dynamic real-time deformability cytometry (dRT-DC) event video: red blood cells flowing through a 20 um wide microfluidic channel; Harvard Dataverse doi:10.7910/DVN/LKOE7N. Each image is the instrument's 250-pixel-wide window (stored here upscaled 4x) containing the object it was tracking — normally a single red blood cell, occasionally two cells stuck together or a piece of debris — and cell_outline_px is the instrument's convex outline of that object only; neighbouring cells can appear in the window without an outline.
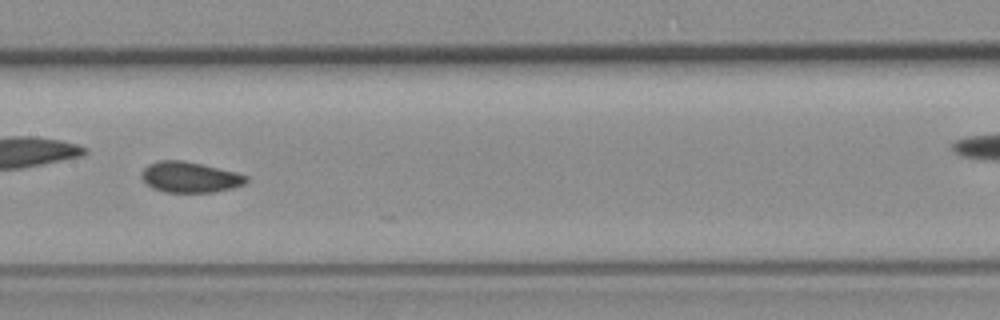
{"species": "common noctule bat (a hibernating species)", "species_latin": "Nyctalus noctula", "temperature_condition": "room temperature", "stored_images_in_passage": 16, "camera_frame_rate_fps": 3000, "um_per_image_px": 0.085, "animal": {"sex": "female", "body_mass_g": 19.3, "forearm_length_mm": 54.1}, "frame": {"image": 1, "passage_image": 11, "time_ms": 3.333, "image_size_px": [1000, 320], "cell_outline_px": [[248, 180], [244, 184], [232, 188], [212, 192], [164, 192], [152, 188], [140, 176], [144, 168], [148, 164], [160, 160], [184, 160], [236, 172], [248, 176]], "centroid_in_image_um": [16.13, 15.05], "position_along_channel_um": 191.3, "area_um2": 18.67}}